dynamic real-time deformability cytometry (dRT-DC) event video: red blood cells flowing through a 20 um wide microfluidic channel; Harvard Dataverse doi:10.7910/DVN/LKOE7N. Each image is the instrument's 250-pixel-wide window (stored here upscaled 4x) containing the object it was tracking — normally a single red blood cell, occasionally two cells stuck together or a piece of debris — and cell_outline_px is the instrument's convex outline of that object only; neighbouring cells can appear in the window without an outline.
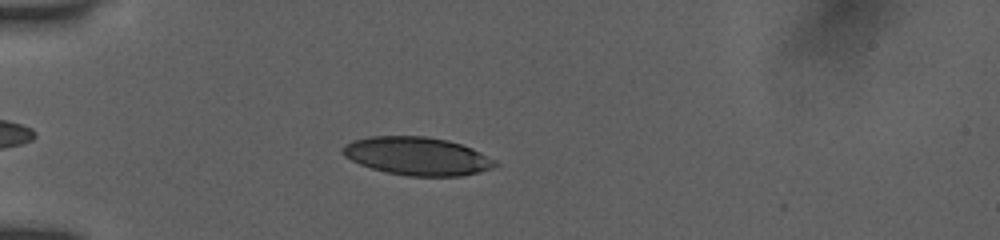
{"species": "human", "species_latin": "Homo sapiens", "temperature_condition": "room temperature", "stored_images_in_passage": 40, "camera_frame_rate_fps": 3000, "um_per_image_px": 0.085, "donor": {"sex": "female"}, "frame": {"image": 1, "passage_image": 7, "time_ms": 2.0, "image_size_px": [1000, 240], "cell_outline_px": [[500, 164], [492, 168], [480, 172], [460, 176], [408, 176], [388, 172], [372, 168], [360, 164], [344, 156], [340, 152], [340, 148], [344, 144], [352, 140], [368, 136], [424, 136], [448, 140], [472, 148], [496, 160]], "centroid_in_image_um": [35.45, 13.26], "position_along_channel_um": 49.6, "area_um2": 34.04}}
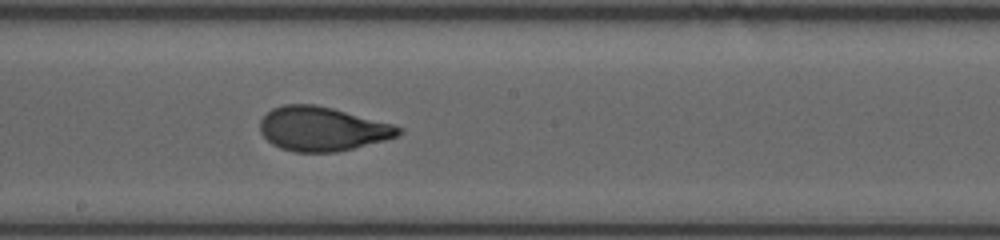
{"frame": {"image": 2, "passage_image": 22, "time_ms": 7.0, "image_size_px": [1000, 240], "cell_outline_px": [[404, 132], [396, 136], [384, 140], [336, 152], [292, 152], [280, 148], [272, 144], [260, 132], [260, 120], [272, 108], [284, 104], [316, 104], [332, 108], [392, 124], [404, 128]], "centroid_in_image_um": [27.37, 10.95], "position_along_channel_um": 220.8, "area_um2": 35.49}}
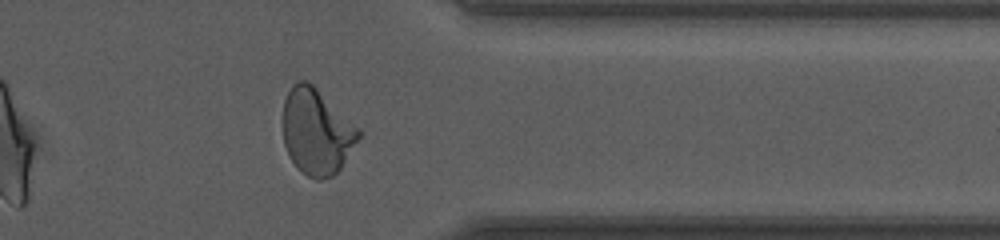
{"frame": {"image": 3, "passage_image": 35, "time_ms": 11.333, "image_size_px": [1000, 240], "cell_outline_px": [[360, 136], [340, 168], [332, 176], [320, 180], [316, 180], [300, 172], [296, 168], [288, 156], [284, 144], [284, 100], [292, 84], [300, 80], [308, 80], [360, 128]], "centroid_in_image_um": [26.9, 11.2], "position_along_channel_um": 384.5, "area_um2": 37.74}, "authors_computed_cell_mechanics": {"area_um2": 35.4603, "velocity_mm_per_s": 3.9081, "shape_relaxation_time_tau1_ms": 4.3206, "shape_relaxation_time_tau2_ms": null, "deformation_change_tau1": 0.1686, "deformation_change_tau2": null}}